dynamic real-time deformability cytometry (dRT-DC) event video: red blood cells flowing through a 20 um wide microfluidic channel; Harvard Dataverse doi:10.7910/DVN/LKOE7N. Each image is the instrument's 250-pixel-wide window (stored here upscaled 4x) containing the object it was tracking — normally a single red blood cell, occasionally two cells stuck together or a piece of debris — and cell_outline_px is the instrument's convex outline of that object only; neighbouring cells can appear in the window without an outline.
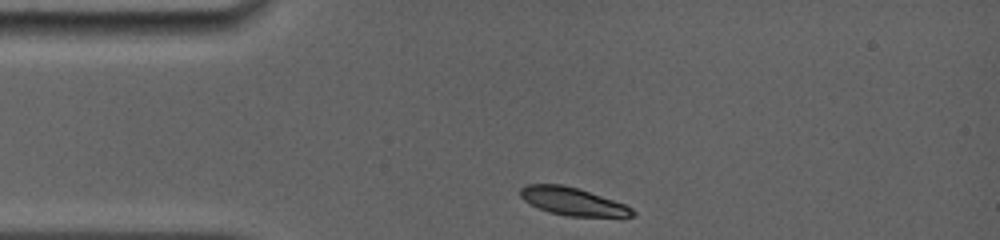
{"species": "common noctule bat (a hibernating species)", "species_latin": "Nyctalus noctula", "temperature_condition": "room temperature", "stored_images_in_passage": 65, "camera_frame_rate_fps": 5000, "um_per_image_px": 0.085, "animal": {"sex": "female", "body_mass_g": 19.0, "forearm_length_mm": 56.7}, "frame": {"image": 1, "passage_image": 1, "time_ms": 0.0, "image_size_px": [1000, 240], "cell_outline_px": [[636, 216], [624, 220], [620, 220], [568, 216], [548, 212], [524, 200], [520, 196], [520, 188], [528, 184], [564, 184], [580, 188], [624, 204], [632, 208], [636, 212]], "centroid_in_image_um": [48.85, 17.18], "position_along_channel_um": 36.2, "area_um2": 19.13}}
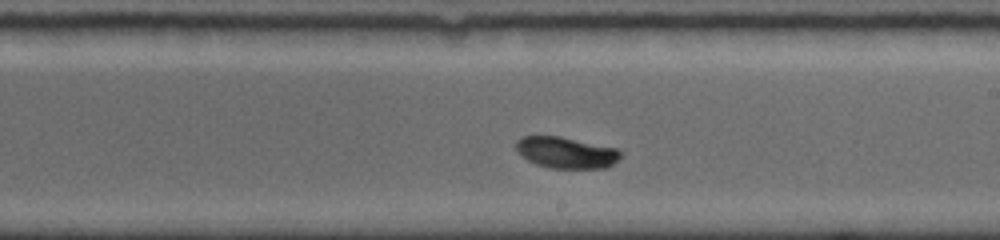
{"frame": {"image": 2, "passage_image": 36, "time_ms": 6.0, "image_size_px": [1000, 240], "cell_outline_px": [[620, 156], [608, 168], [548, 168], [536, 164], [520, 156], [516, 152], [516, 140], [524, 136], [560, 136], [616, 148], [620, 152]], "centroid_in_image_um": [48.07, 12.97], "position_along_channel_um": 240.9, "area_um2": 19.07}}
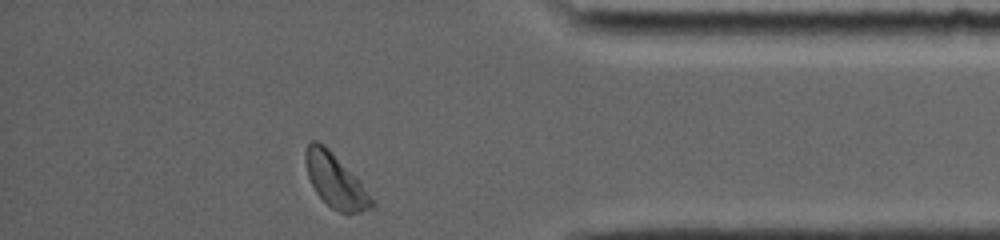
{"frame": {"image": 3, "passage_image": 63, "time_ms": 10.6, "image_size_px": [1000, 240], "cell_outline_px": [[376, 204], [372, 208], [360, 212], [340, 212], [332, 208], [316, 192], [308, 176], [304, 160], [304, 152], [308, 144], [312, 140], [316, 140], [324, 144], [332, 152], [360, 184]], "centroid_in_image_um": [28.45, 15.34], "position_along_channel_um": 406.8, "area_um2": 19.94}, "authors_computed_cell_mechanics": {"area_um2": 19.4786, "velocity_mm_per_s": 3.8751, "shape_relaxation_time_tau1_ms": 2.1845, "shape_relaxation_time_tau2_ms": null, "deformation_change_tau1": 0.1137, "deformation_change_tau2": null}}